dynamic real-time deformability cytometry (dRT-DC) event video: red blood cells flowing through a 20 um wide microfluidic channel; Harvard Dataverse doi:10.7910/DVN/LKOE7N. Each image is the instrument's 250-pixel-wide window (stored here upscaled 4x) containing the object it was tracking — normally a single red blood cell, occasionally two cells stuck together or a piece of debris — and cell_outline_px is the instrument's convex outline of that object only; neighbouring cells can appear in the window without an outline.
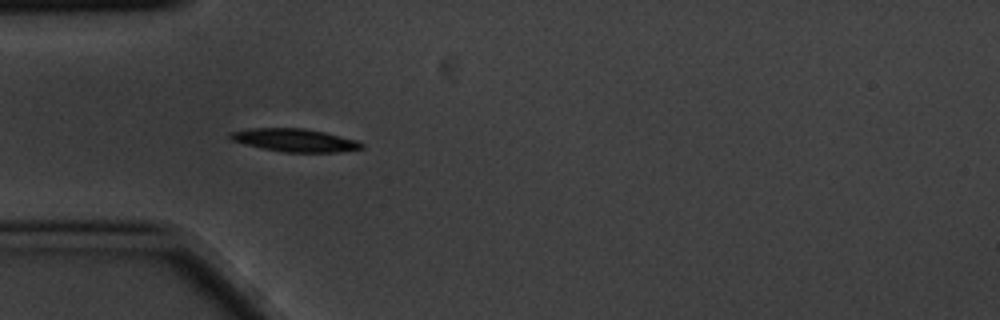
{"species": "common noctule bat (a hibernating species)", "species_latin": "Nyctalus noctula", "temperature_condition": "cold", "stored_images_in_passage": 2, "camera_frame_rate_fps": 3000, "um_per_image_px": 0.085, "animal": {"sex": "male", "body_mass_g": 20.1, "forearm_length_mm": 53.5}, "frame": {"image": 1, "passage_image": 2, "time_ms": 0.333, "image_size_px": [1000, 320], "cell_outline_px": [[364, 148], [340, 152], [284, 152], [244, 144], [232, 140], [228, 136], [228, 132], [248, 128], [304, 128], [324, 132], [356, 140], [364, 144]], "centroid_in_image_um": [25.04, 11.91], "position_along_channel_um": 60.0, "area_um2": 17.57}}